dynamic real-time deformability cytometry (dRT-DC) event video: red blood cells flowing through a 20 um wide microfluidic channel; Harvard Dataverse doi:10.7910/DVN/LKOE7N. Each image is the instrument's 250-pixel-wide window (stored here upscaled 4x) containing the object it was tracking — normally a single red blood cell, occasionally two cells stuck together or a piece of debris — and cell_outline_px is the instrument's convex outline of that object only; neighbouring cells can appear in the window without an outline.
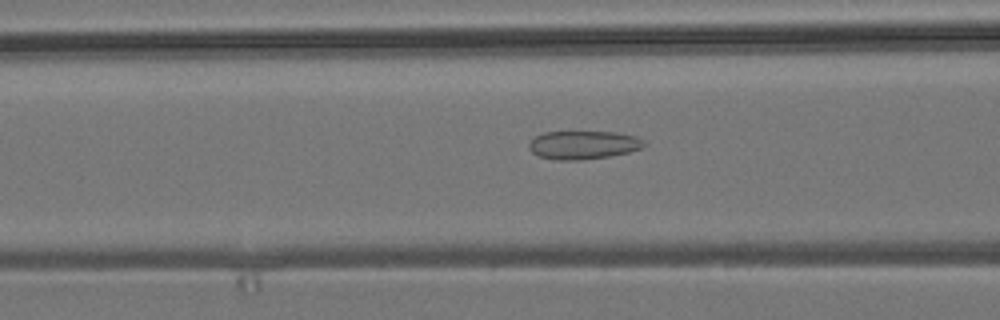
{"species": "common noctule bat (a hibernating species)", "species_latin": "Nyctalus noctula", "temperature_condition": "room temperature", "stored_images_in_passage": 33, "camera_frame_rate_fps": 3000, "um_per_image_px": 0.085, "animal": {"sex": "male", "body_mass_g": 19.2, "forearm_length_mm": 51.8}, "frame": {"image": 1, "passage_image": 6, "time_ms": 1.667, "image_size_px": [1000, 320], "cell_outline_px": [[648, 144], [640, 148], [628, 152], [608, 156], [580, 160], [556, 160], [540, 156], [532, 152], [528, 148], [528, 144], [536, 136], [544, 132], [616, 132], [636, 136], [644, 140]], "centroid_in_image_um": [49.59, 12.31], "position_along_channel_um": 117.0, "area_um2": 18.96}}
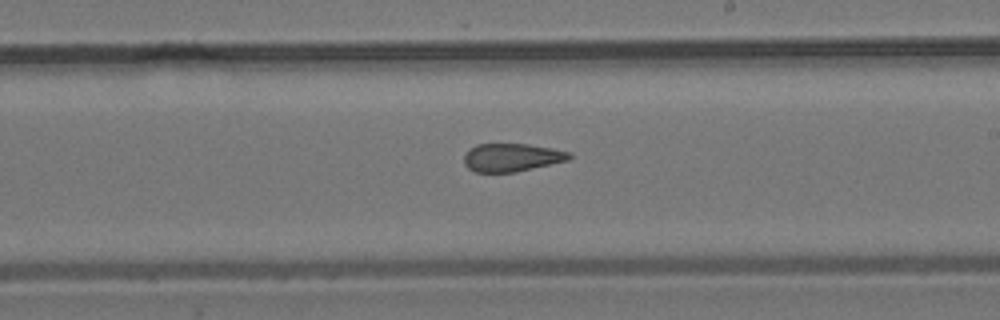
{"frame": {"image": 2, "passage_image": 16, "time_ms": 5.0, "image_size_px": [1000, 320], "cell_outline_px": [[572, 156], [568, 160], [516, 172], [476, 172], [468, 168], [464, 164], [464, 156], [468, 148], [476, 144], [528, 144], [552, 148], [572, 152]], "centroid_in_image_um": [43.49, 13.38], "position_along_channel_um": 245.5, "area_um2": 17.34}}
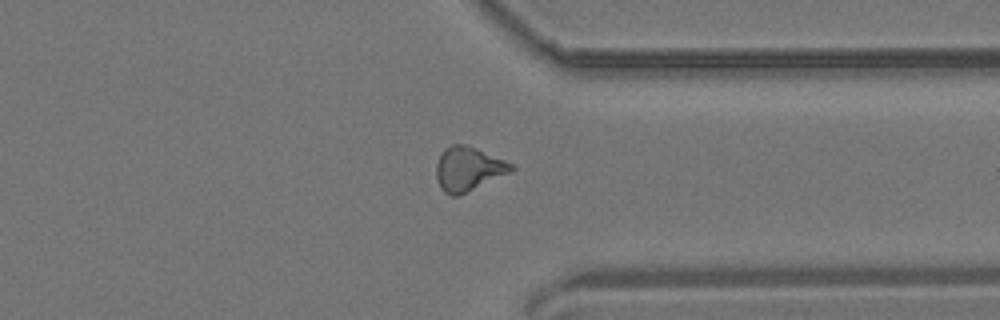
{"frame": {"image": 3, "passage_image": 26, "time_ms": 8.333, "image_size_px": [1000, 320], "cell_outline_px": [[516, 168], [512, 172], [460, 196], [448, 196], [440, 188], [436, 180], [436, 164], [444, 148], [452, 144], [464, 144], [476, 148], [516, 164]], "centroid_in_image_um": [39.83, 14.38], "position_along_channel_um": 371.6, "area_um2": 19.77}, "authors_computed_cell_mechanics": {"area_um2": 18.2648, "velocity_mm_per_s": 3.8577, "shape_relaxation_time_tau1_ms": null, "shape_relaxation_time_tau2_ms": 2.2956, "deformation_change_tau1": null, "deformation_change_tau2": 0.1128}}